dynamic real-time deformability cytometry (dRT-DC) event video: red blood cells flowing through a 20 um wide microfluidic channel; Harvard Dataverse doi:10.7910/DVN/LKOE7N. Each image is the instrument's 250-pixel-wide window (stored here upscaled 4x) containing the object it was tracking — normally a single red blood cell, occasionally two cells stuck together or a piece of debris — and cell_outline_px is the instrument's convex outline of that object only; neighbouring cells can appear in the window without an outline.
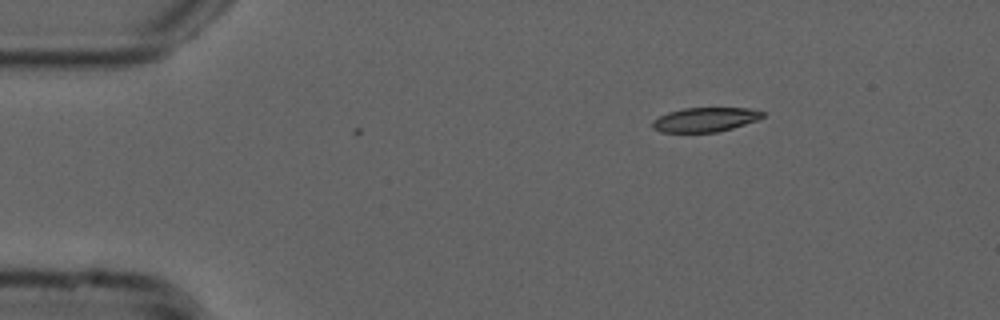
{"species": "common noctule bat (a hibernating species)", "species_latin": "Nyctalus noctula", "temperature_condition": "cold", "stored_images_in_passage": 5, "camera_frame_rate_fps": 3000, "um_per_image_px": 0.085, "animal": {"sex": "male", "forearm_length_mm": 52.5}, "frame": {"image": 1, "passage_image": 5, "time_ms": 1.333, "image_size_px": [1000, 320], "cell_outline_px": [[764, 116], [756, 120], [732, 128], [716, 132], [660, 132], [652, 128], [652, 120], [668, 112], [684, 108], [748, 108], [764, 112]], "centroid_in_image_um": [59.9, 10.17], "position_along_channel_um": 25.1, "area_um2": 15.49}}